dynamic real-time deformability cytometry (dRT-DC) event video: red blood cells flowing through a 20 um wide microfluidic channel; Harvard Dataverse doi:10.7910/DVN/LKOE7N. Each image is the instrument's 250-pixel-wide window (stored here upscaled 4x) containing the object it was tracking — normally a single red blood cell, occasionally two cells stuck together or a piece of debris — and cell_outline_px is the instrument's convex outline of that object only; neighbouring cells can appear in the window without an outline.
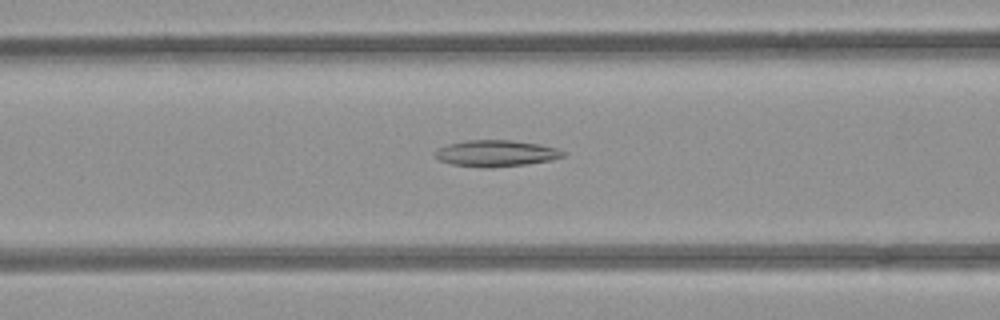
{"species": "common noctule bat (a hibernating species)", "species_latin": "Nyctalus noctula", "temperature_condition": "room temperature", "stored_images_in_passage": 41, "camera_frame_rate_fps": 3000, "um_per_image_px": 0.085, "animal": {"sex": "female", "body_mass_g": 21.9}, "frame": {"image": 1, "passage_image": 10, "time_ms": 3.0, "image_size_px": [1000, 320], "cell_outline_px": [[564, 156], [552, 160], [528, 164], [492, 168], [488, 168], [452, 164], [440, 160], [436, 156], [436, 152], [440, 148], [448, 144], [468, 140], [512, 140], [540, 144], [556, 148], [564, 152]], "centroid_in_image_um": [42.21, 13.04], "position_along_channel_um": 124.4, "area_um2": 19.54}}
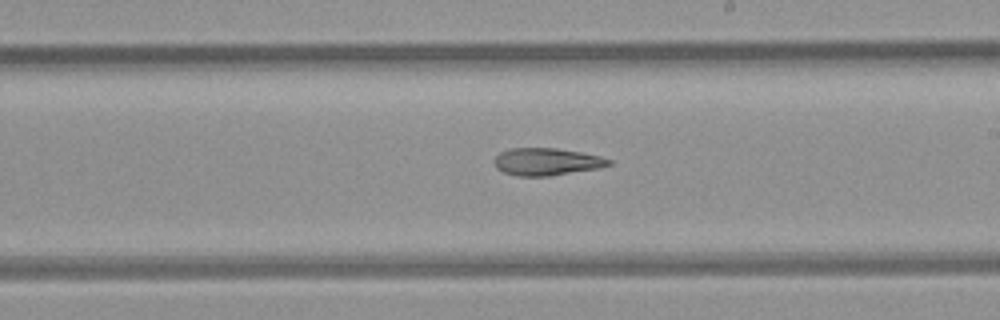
{"frame": {"image": 2, "passage_image": 19, "time_ms": 6.0, "image_size_px": [1000, 320], "cell_outline_px": [[612, 164], [600, 168], [548, 176], [520, 176], [504, 172], [496, 168], [496, 156], [500, 152], [512, 148], [556, 148], [580, 152], [600, 156], [612, 160]], "centroid_in_image_um": [46.5, 13.74], "position_along_channel_um": 242.5, "area_um2": 18.09}}
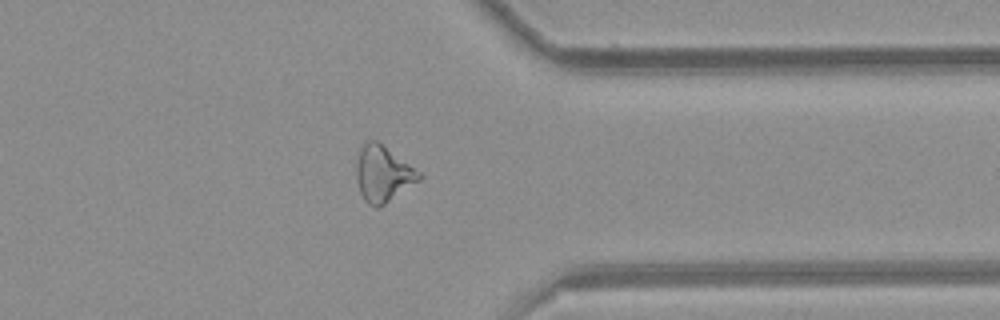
{"frame": {"image": 3, "passage_image": 30, "time_ms": 9.667, "image_size_px": [1000, 320], "cell_outline_px": [[424, 176], [420, 180], [384, 204], [376, 208], [368, 204], [364, 200], [360, 192], [356, 176], [356, 164], [360, 148], [368, 140], [376, 140], [420, 172]], "centroid_in_image_um": [32.54, 14.78], "position_along_channel_um": 378.9, "area_um2": 20.17}}